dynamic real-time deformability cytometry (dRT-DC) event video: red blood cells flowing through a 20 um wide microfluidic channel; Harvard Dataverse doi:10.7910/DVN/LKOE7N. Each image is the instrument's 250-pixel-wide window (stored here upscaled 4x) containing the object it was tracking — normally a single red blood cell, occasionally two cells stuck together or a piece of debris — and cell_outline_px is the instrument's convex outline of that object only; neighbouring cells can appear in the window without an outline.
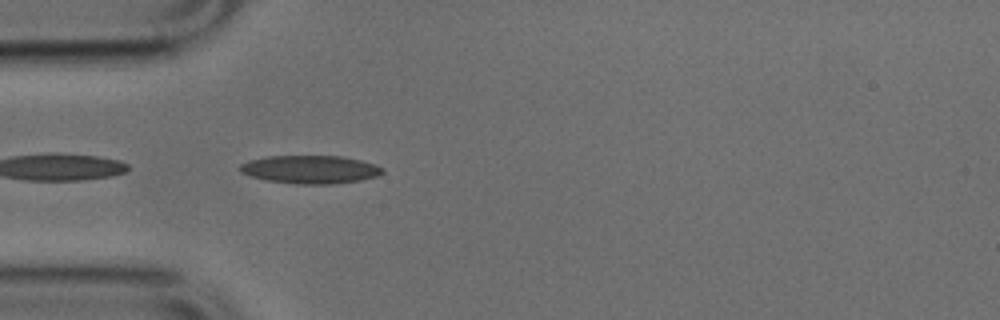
{"species": "common noctule bat (a hibernating species)", "species_latin": "Nyctalus noctula", "temperature_condition": "cold", "stored_images_in_passage": 4, "camera_frame_rate_fps": 3000, "um_per_image_px": 0.085, "animal": {"sex": "male", "body_mass_g": 17.9, "forearm_length_mm": 54.2}, "frame": {"image": 1, "passage_image": 1, "time_ms": 0.0, "image_size_px": [1000, 320], "cell_outline_px": [[384, 172], [376, 176], [360, 180], [332, 184], [296, 184], [264, 180], [240, 172], [240, 164], [248, 160], [264, 156], [340, 156], [360, 160], [376, 164], [384, 168]], "centroid_in_image_um": [26.36, 14.4], "position_along_channel_um": 58.6, "area_um2": 23.47}}